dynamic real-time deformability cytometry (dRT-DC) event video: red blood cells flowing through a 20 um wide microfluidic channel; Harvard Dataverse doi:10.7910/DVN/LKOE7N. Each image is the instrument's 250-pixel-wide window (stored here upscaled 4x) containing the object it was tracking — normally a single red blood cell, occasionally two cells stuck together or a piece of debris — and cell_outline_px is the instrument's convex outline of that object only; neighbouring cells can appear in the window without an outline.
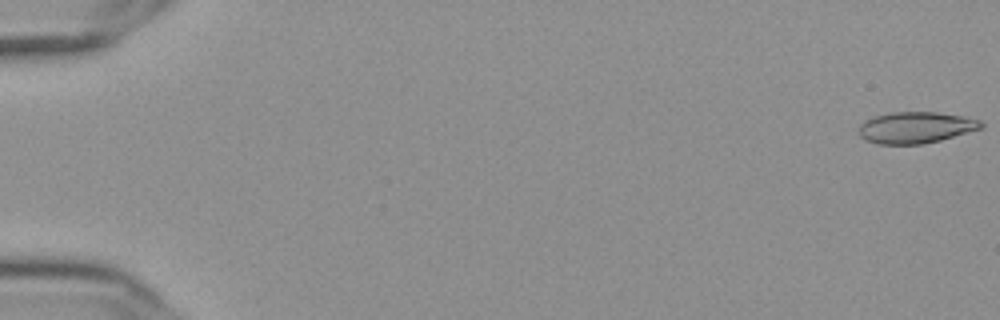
{"species": "Egyptian fruit bat (a non-hibernating species)", "species_latin": "Rousettus aegyptiacus", "temperature_condition": "cold", "stored_images_in_passage": 57, "camera_frame_rate_fps": 3000, "um_per_image_px": 0.085, "frame": {"image": 1, "passage_image": 1, "time_ms": 0.0, "image_size_px": [1000, 320], "cell_outline_px": [[984, 128], [940, 140], [920, 144], [876, 144], [860, 136], [860, 124], [864, 120], [872, 116], [888, 112], [936, 112], [960, 116], [980, 120], [984, 124]], "centroid_in_image_um": [77.83, 10.83], "position_along_channel_um": 7.2, "area_um2": 22.37}}
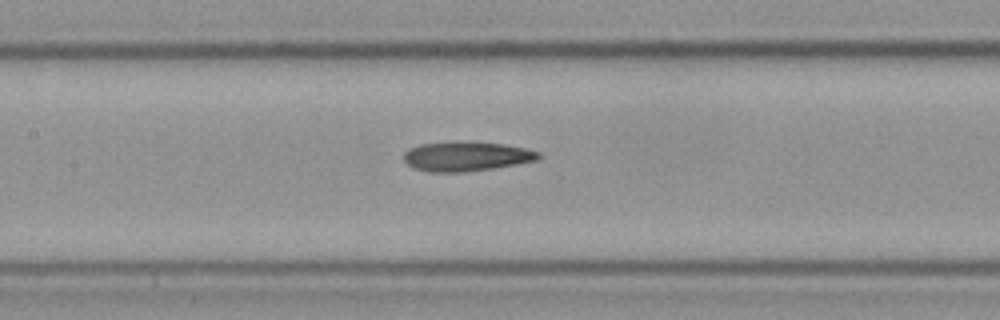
{"frame": {"image": 2, "passage_image": 28, "time_ms": 9.0, "image_size_px": [1000, 320], "cell_outline_px": [[540, 156], [536, 160], [516, 164], [492, 168], [464, 172], [428, 172], [412, 168], [404, 160], [404, 152], [408, 148], [420, 144], [468, 140], [472, 140], [504, 144], [524, 148], [540, 152]], "centroid_in_image_um": [39.6, 13.27], "position_along_channel_um": 167.8, "area_um2": 23.47}}
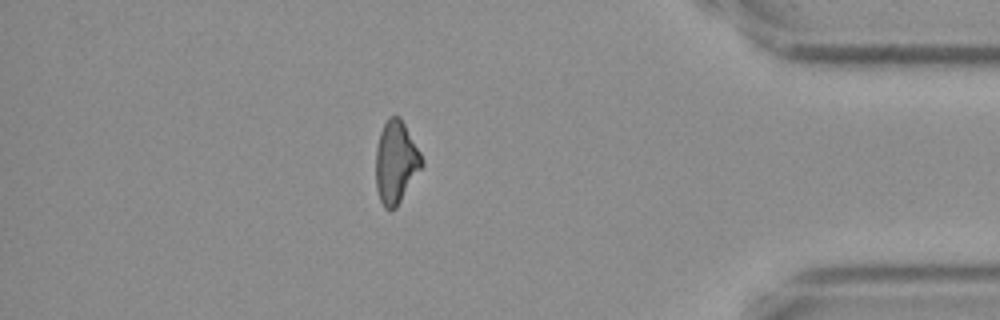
{"frame": {"image": 3, "passage_image": 50, "time_ms": 16.333, "image_size_px": [1000, 320], "cell_outline_px": [[424, 164], [396, 208], [384, 208], [380, 200], [376, 188], [376, 148], [380, 132], [388, 116], [400, 116], [420, 152], [424, 160]], "centroid_in_image_um": [33.65, 13.77], "position_along_channel_um": 401.6, "area_um2": 22.02}, "authors_computed_cell_mechanics": {"area_um2": 22.7154, "velocity_mm_per_s": 3.6349, "shape_relaxation_time_tau1_ms": null, "shape_relaxation_time_tau2_ms": 7.4738, "deformation_change_tau1": null, "deformation_change_tau2": 0.1925}}